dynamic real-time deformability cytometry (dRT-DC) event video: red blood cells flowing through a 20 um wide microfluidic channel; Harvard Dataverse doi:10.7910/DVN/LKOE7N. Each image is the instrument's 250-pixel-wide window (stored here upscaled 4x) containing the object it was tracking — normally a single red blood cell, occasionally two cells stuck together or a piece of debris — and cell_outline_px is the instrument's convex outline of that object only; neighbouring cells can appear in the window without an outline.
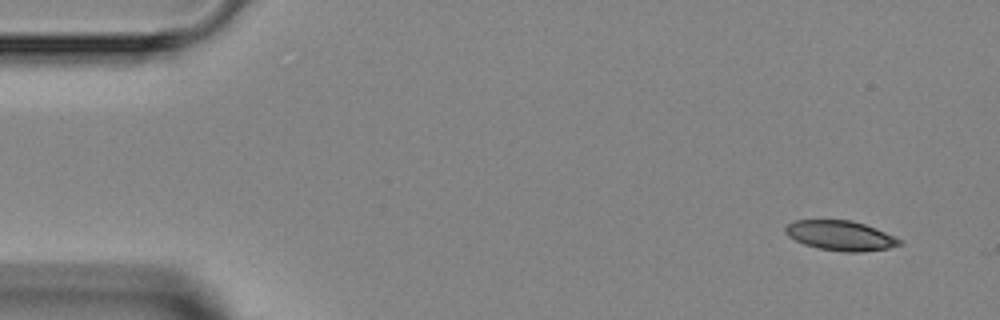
{"species": "Egyptian fruit bat (a non-hibernating species)", "species_latin": "Rousettus aegyptiacus", "temperature_condition": "room temperature", "stored_images_in_passage": 5, "camera_frame_rate_fps": 3000, "um_per_image_px": 0.085, "animal": {"sex": "female"}, "frame": {"image": 1, "passage_image": 1, "time_ms": 0.0, "image_size_px": [1000, 320], "cell_outline_px": [[900, 244], [888, 248], [860, 252], [844, 252], [820, 248], [804, 244], [788, 236], [784, 232], [784, 228], [788, 224], [796, 220], [852, 220], [876, 228], [900, 240]], "centroid_in_image_um": [71.4, 20.02], "position_along_channel_um": 13.6, "area_um2": 19.54}}
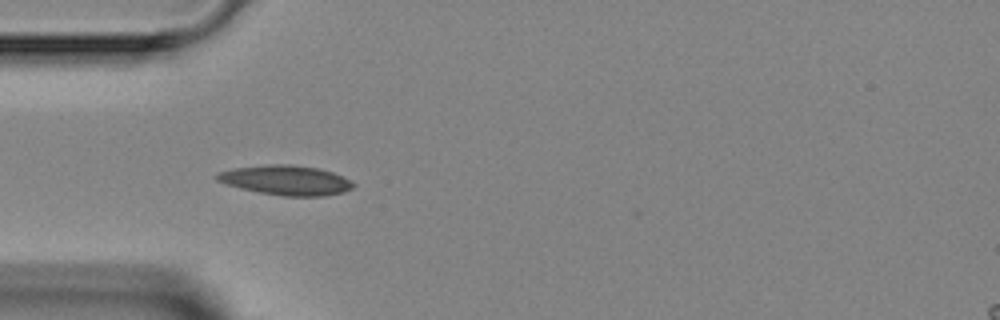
{"frame": {"image": 2, "passage_image": 4, "time_ms": 3.667, "image_size_px": [1000, 320], "cell_outline_px": [[356, 184], [352, 188], [344, 192], [324, 196], [280, 196], [240, 188], [216, 180], [216, 172], [232, 168], [268, 164], [292, 164], [316, 168], [332, 172]], "centroid_in_image_um": [24.28, 15.31], "position_along_channel_um": 60.7, "area_um2": 23.52}}
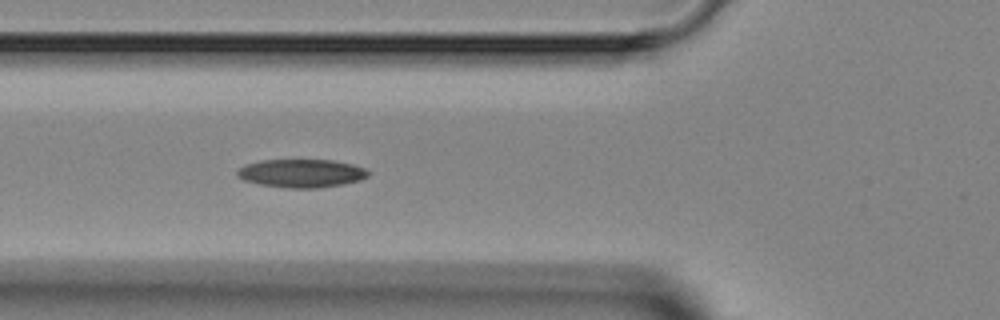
{"frame": {"image": 3, "passage_image": 5, "time_ms": 4.667, "image_size_px": [1000, 320], "cell_outline_px": [[368, 176], [360, 180], [340, 184], [316, 188], [292, 188], [260, 184], [244, 180], [236, 176], [236, 172], [244, 164], [260, 160], [332, 160], [352, 164], [368, 168]], "centroid_in_image_um": [25.61, 14.72], "position_along_channel_um": 100.2, "area_um2": 21.5}}